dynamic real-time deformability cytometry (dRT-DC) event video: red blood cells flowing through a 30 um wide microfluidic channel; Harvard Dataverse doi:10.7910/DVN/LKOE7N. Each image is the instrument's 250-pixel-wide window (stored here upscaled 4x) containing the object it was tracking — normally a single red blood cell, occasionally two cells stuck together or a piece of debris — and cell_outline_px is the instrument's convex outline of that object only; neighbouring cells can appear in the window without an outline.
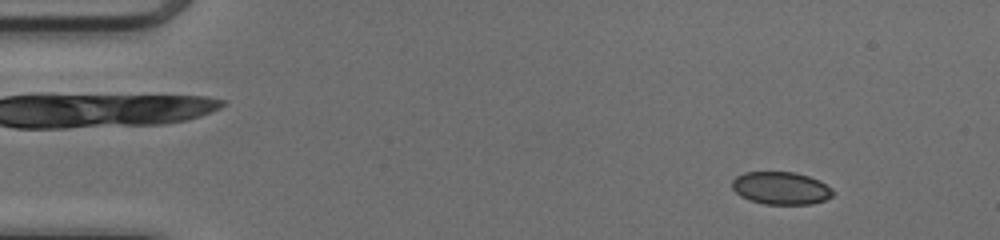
{"species": "common noctule bat (a hibernating species)", "species_latin": "Nyctalus noctula", "temperature_condition": "cold", "stored_images_in_passage": 49, "camera_frame_rate_fps": 3000, "um_per_image_px": 0.085, "animal": {"sex": "female", "body_mass_g": 17.0, "forearm_length_mm": 48.0}, "frame": {"image": 1, "passage_image": 5, "time_ms": 1.333, "image_size_px": [1000, 240], "cell_outline_px": [[832, 196], [824, 200], [812, 204], [764, 204], [748, 200], [740, 196], [732, 188], [732, 180], [736, 176], [744, 172], [796, 172], [820, 180], [832, 188]], "centroid_in_image_um": [66.36, 15.99], "position_along_channel_um": 18.6, "area_um2": 19.31}}
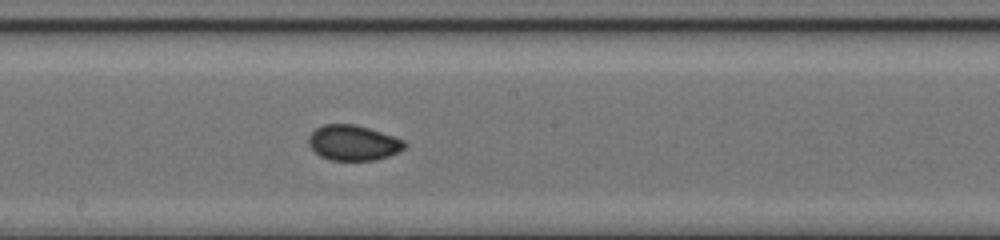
{"frame": {"image": 2, "passage_image": 27, "time_ms": 8.667, "image_size_px": [1000, 240], "cell_outline_px": [[408, 144], [400, 152], [376, 160], [332, 160], [320, 156], [308, 144], [308, 136], [316, 128], [324, 124], [356, 124], [404, 140]], "centroid_in_image_um": [30.03, 12.14], "position_along_channel_um": 218.2, "area_um2": 19.71}}
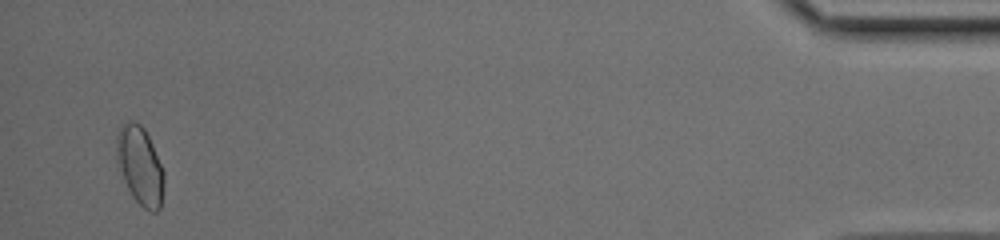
{"frame": {"image": 3, "passage_image": 48, "time_ms": 15.667, "image_size_px": [1000, 240], "cell_outline_px": [[164, 180], [160, 208], [156, 212], [148, 212], [132, 196], [124, 180], [116, 160], [116, 136], [120, 128], [128, 120], [132, 120], [140, 124], [144, 128], [152, 144], [164, 172]], "centroid_in_image_um": [11.89, 14.08], "position_along_channel_um": 423.3, "area_um2": 21.5}, "authors_computed_cell_mechanics": {"area_um2": 19.652, "velocity_mm_per_s": 4.1381, "shape_relaxation_time_tau1_ms": null, "shape_relaxation_time_tau2_ms": 1.1571, "deformation_change_tau1": null, "deformation_change_tau2": 0.0374}}